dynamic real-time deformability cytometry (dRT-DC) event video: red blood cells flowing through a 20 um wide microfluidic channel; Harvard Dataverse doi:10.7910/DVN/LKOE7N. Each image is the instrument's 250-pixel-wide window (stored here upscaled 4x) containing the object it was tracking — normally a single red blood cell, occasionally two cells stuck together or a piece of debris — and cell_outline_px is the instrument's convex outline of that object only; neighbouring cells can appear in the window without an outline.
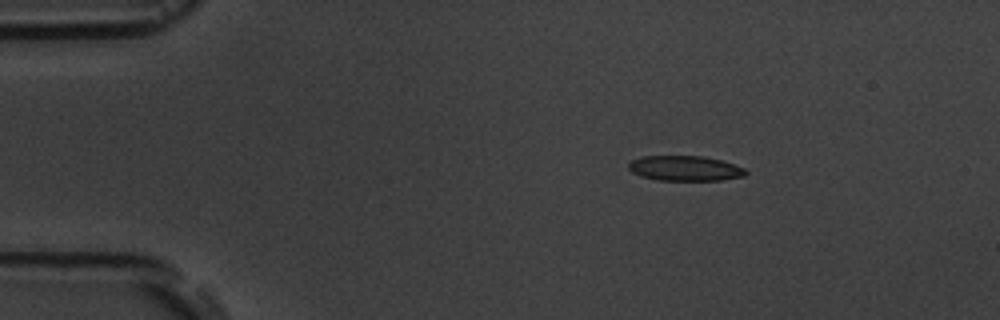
{"species": "common noctule bat (a hibernating species)", "species_latin": "Nyctalus noctula", "temperature_condition": "room temperature", "stored_images_in_passage": 5, "camera_frame_rate_fps": 3000, "um_per_image_px": 0.085, "animal": {"sex": "male", "body_mass_g": 19.5, "forearm_length_mm": 54.6}, "frame": {"image": 1, "passage_image": 3, "time_ms": 2.333, "image_size_px": [1000, 320], "cell_outline_px": [[748, 172], [744, 176], [720, 180], [656, 180], [640, 176], [632, 172], [628, 168], [628, 164], [632, 160], [640, 156], [704, 156], [720, 160], [744, 168]], "centroid_in_image_um": [58.19, 14.31], "position_along_channel_um": 26.8, "area_um2": 17.11}}